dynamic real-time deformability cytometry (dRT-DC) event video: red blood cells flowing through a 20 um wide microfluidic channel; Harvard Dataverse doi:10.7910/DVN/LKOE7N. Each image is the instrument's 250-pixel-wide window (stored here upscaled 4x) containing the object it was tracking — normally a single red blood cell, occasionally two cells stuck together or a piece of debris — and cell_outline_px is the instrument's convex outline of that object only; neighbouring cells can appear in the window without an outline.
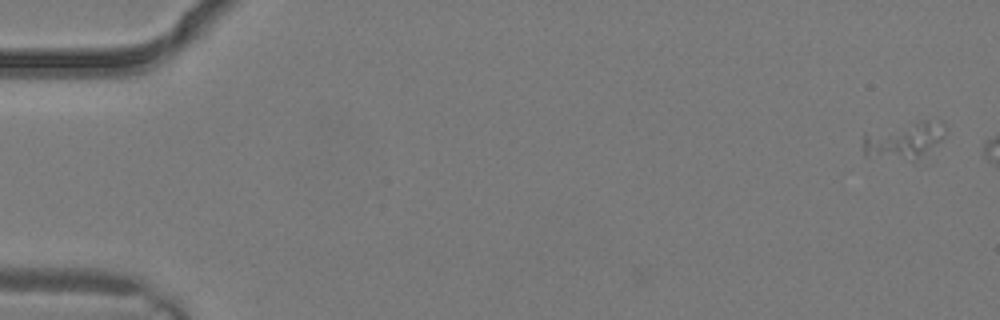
{"species": "common noctule bat (a hibernating species)", "species_latin": "Nyctalus noctula", "temperature_condition": "warm", "stored_images_in_passage": 3, "camera_frame_rate_fps": 3000, "um_per_image_px": 0.085, "animal": {"sex": "male", "body_mass_g": 19.2, "forearm_length_mm": 51.8}, "frame": {"image": 1, "passage_image": 1, "time_ms": 0.0, "image_size_px": [1000, 320], "cell_outline_px": [[944, 136], [940, 140], [920, 156], [912, 160], [864, 156], [864, 132], [920, 120], [944, 120]], "centroid_in_image_um": [76.81, 11.88], "position_along_channel_um": 8.2, "area_um2": 17.51}}